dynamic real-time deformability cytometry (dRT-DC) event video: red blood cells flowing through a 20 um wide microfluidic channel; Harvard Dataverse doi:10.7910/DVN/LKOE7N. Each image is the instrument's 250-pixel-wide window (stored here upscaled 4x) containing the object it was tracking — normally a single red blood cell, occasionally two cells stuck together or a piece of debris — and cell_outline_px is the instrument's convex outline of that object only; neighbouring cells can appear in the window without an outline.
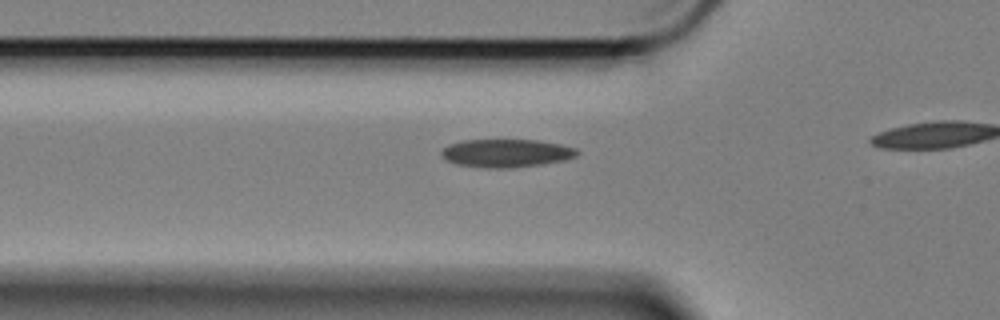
{"species": "Egyptian fruit bat (a non-hibernating species)", "species_latin": "Rousettus aegyptiacus", "temperature_condition": "cold", "stored_images_in_passage": 10, "camera_frame_rate_fps": 3000, "um_per_image_px": 0.085, "animal": {"sex": "female"}, "frame": {"image": 1, "passage_image": 4, "time_ms": 1.0, "image_size_px": [1000, 320], "cell_outline_px": [[580, 152], [576, 156], [564, 160], [516, 168], [480, 168], [456, 164], [444, 160], [440, 156], [440, 152], [448, 144], [460, 140], [536, 140], [560, 144], [576, 148]], "centroid_in_image_um": [42.97, 13.02], "position_along_channel_um": 82.8, "area_um2": 22.54}}
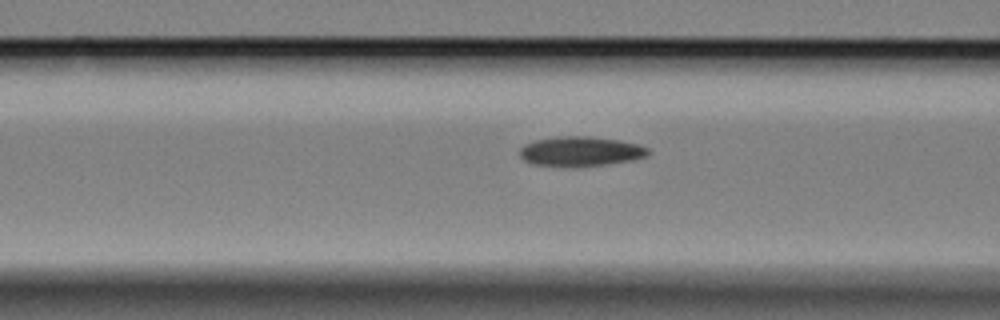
{"frame": {"image": 2, "passage_image": 7, "time_ms": 2.0, "image_size_px": [1000, 320], "cell_outline_px": [[648, 156], [632, 160], [604, 164], [536, 164], [524, 160], [520, 156], [520, 148], [524, 144], [532, 140], [556, 136], [588, 136], [620, 140], [640, 144], [648, 148]], "centroid_in_image_um": [49.37, 12.81], "position_along_channel_um": 117.2, "area_um2": 21.56}}